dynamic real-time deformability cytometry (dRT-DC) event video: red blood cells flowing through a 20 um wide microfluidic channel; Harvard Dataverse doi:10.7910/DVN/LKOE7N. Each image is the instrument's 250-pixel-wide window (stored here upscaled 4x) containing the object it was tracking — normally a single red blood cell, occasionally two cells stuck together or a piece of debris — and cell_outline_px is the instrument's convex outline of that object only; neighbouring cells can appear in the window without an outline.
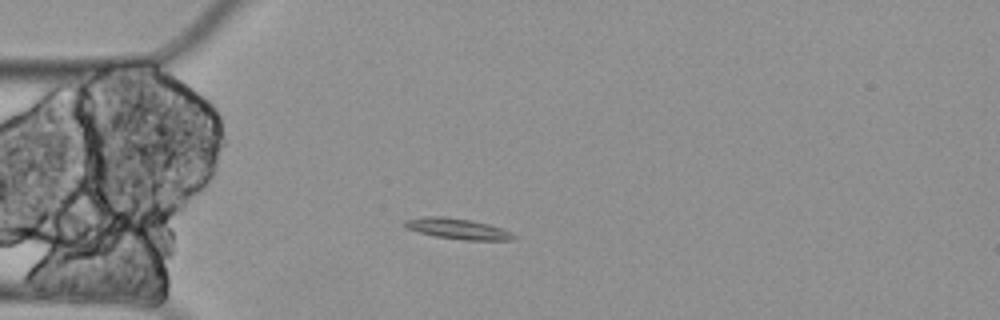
{"species": "Egyptian fruit bat (a non-hibernating species)", "species_latin": "Rousettus aegyptiacus", "temperature_condition": "cold", "stored_images_in_passage": 9, "camera_frame_rate_fps": 3000, "um_per_image_px": 0.085, "animal": {"sex": "female"}, "frame": {"image": 1, "passage_image": 4, "time_ms": 1.0, "image_size_px": [1000, 320], "cell_outline_px": [[516, 236], [512, 240], [464, 240], [436, 236], [420, 232], [408, 228], [404, 224], [404, 220], [424, 216], [444, 216], [472, 220], [488, 224], [512, 232]], "centroid_in_image_um": [38.92, 19.43], "position_along_channel_um": 46.1, "area_um2": 13.01}}
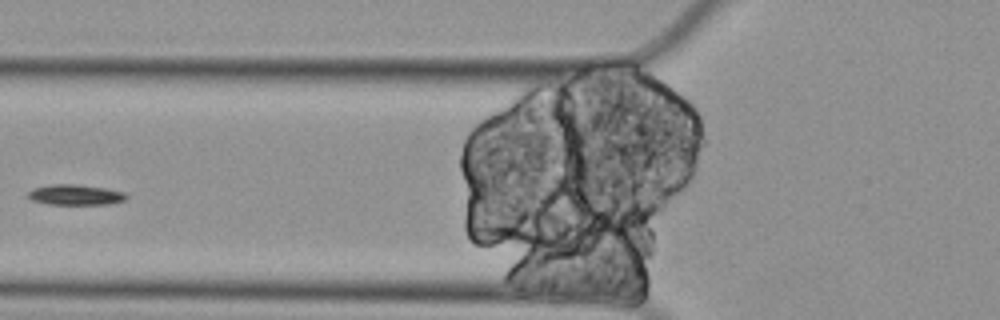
{"frame": {"image": 2, "passage_image": 6, "time_ms": 1.667, "image_size_px": [1000, 320], "cell_outline_px": [[128, 196], [124, 200], [108, 204], [48, 204], [32, 200], [28, 196], [28, 192], [32, 188], [52, 184], [76, 184], [104, 188], [124, 192]], "centroid_in_image_um": [6.39, 16.55], "position_along_channel_um": 119.4, "area_um2": 11.62}}
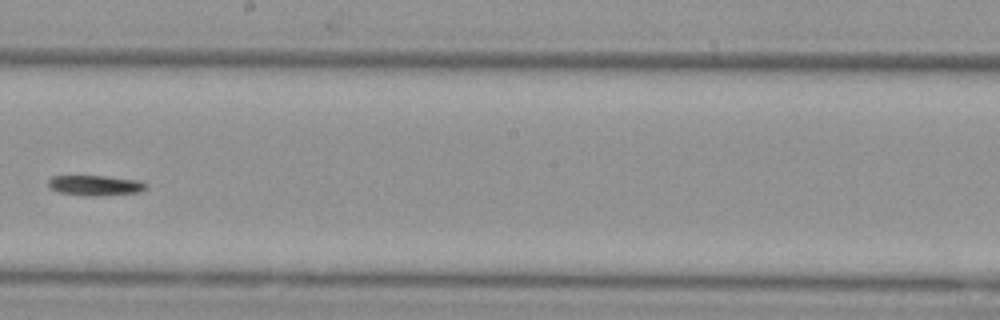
{"frame": {"image": 3, "passage_image": 9, "time_ms": 2.667, "image_size_px": [1000, 320], "cell_outline_px": [[148, 188], [140, 192], [100, 196], [88, 196], [60, 192], [48, 188], [48, 180], [52, 176], [108, 176], [140, 180]], "centroid_in_image_um": [8.1, 15.76], "position_along_channel_um": 240.1, "area_um2": 11.62}}